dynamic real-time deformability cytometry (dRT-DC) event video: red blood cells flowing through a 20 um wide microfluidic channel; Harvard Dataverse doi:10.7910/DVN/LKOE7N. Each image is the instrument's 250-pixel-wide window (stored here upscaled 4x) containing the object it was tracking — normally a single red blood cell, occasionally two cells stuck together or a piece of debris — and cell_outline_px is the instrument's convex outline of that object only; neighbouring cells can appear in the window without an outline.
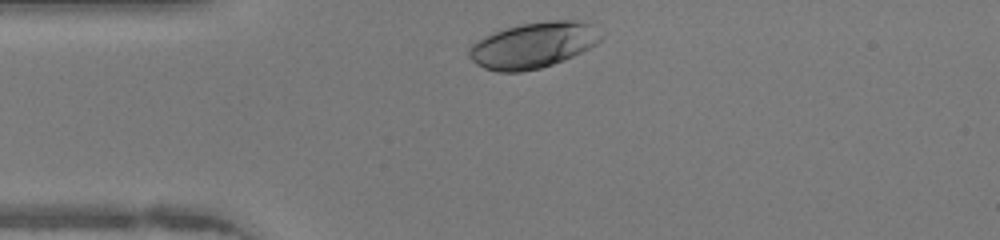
{"species": "human", "species_latin": "Homo sapiens", "temperature_condition": "warm", "stored_images_in_passage": 29, "camera_frame_rate_fps": 3000, "um_per_image_px": 0.085, "donor": {"sex": "female"}, "frame": {"image": 1, "passage_image": 2, "time_ms": 0.333, "image_size_px": [1000, 240], "cell_outline_px": [[604, 36], [596, 44], [572, 56], [552, 64], [540, 68], [520, 72], [496, 72], [484, 68], [476, 64], [468, 56], [468, 48], [472, 44], [496, 32], [520, 24], [552, 20], [572, 20], [588, 24], [604, 32]], "centroid_in_image_um": [45.33, 3.85], "position_along_channel_um": 39.7, "area_um2": 34.8}}
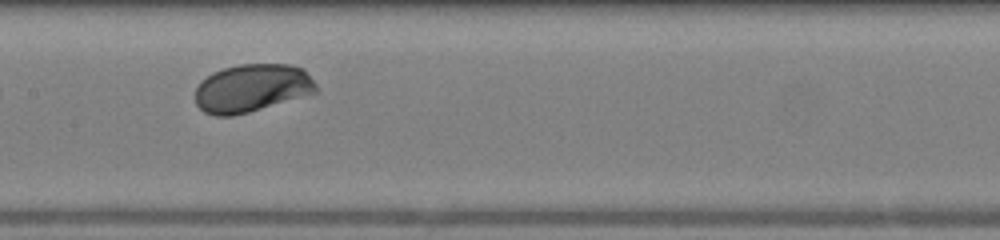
{"frame": {"image": 2, "passage_image": 14, "time_ms": 4.333, "image_size_px": [1000, 240], "cell_outline_px": [[316, 92], [248, 112], [232, 116], [216, 116], [204, 112], [196, 104], [196, 88], [200, 80], [212, 72], [224, 68], [240, 64], [288, 64], [304, 68], [316, 84]], "centroid_in_image_um": [21.38, 7.47], "position_along_channel_um": 186.0, "area_um2": 33.7}}
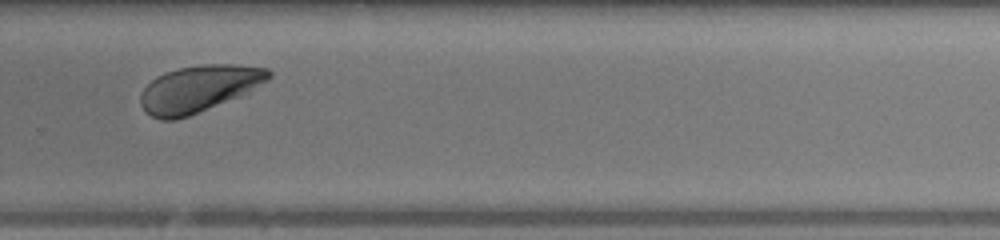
{"frame": {"image": 3, "passage_image": 23, "time_ms": 7.333, "image_size_px": [1000, 240], "cell_outline_px": [[272, 76], [268, 80], [248, 92], [188, 116], [176, 120], [160, 120], [144, 112], [140, 104], [140, 92], [156, 76], [164, 72], [180, 68], [204, 64], [232, 64], [268, 68], [272, 72]], "centroid_in_image_um": [16.87, 7.54], "position_along_channel_um": 312.9, "area_um2": 34.74}, "authors_computed_cell_mechanics": {"area_um2": 33.813, "velocity_mm_per_s": 4.2403, "shape_relaxation_time_tau1_ms": 1.4722, "shape_relaxation_time_tau2_ms": null, "deformation_change_tau1": 0.1061, "deformation_change_tau2": null}}